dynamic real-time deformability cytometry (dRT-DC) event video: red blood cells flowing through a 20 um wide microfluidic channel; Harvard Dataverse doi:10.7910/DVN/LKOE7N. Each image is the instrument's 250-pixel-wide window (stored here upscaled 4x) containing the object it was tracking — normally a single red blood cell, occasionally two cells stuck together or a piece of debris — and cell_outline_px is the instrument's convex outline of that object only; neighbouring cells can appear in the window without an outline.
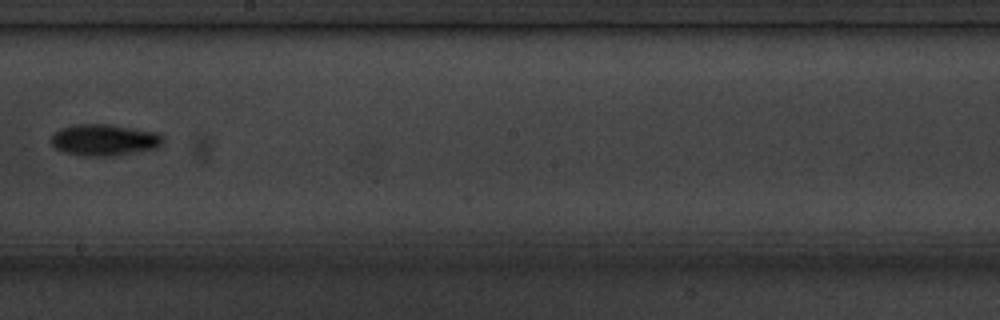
{"species": "common noctule bat (a hibernating species)", "species_latin": "Nyctalus noctula", "temperature_condition": "cold", "stored_images_in_passage": 11, "camera_frame_rate_fps": 3000, "um_per_image_px": 0.085, "animal": {"sex": "male", "body_mass_g": 20.1, "forearm_length_mm": 53.5}, "frame": {"image": 1, "passage_image": 7, "time_ms": 8.0, "image_size_px": [1000, 320], "cell_outline_px": [[164, 140], [156, 148], [116, 156], [80, 156], [64, 152], [56, 148], [48, 140], [60, 128], [72, 124], [108, 124], [160, 132], [164, 136]], "centroid_in_image_um": [8.86, 11.89], "position_along_channel_um": 239.3, "area_um2": 20.87}}
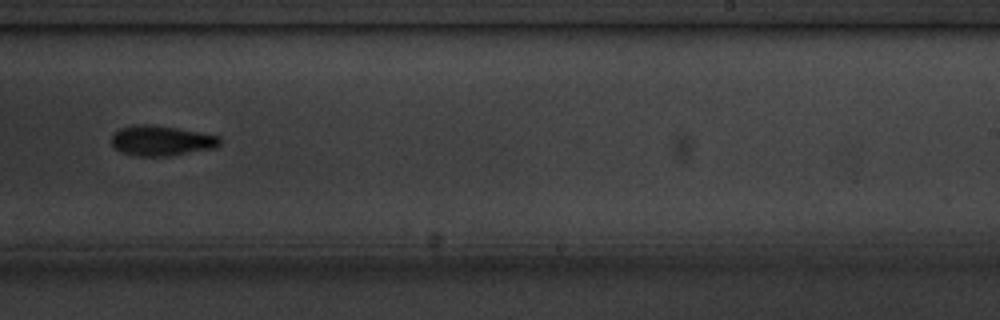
{"frame": {"image": 2, "passage_image": 8, "time_ms": 9.0, "image_size_px": [1000, 320], "cell_outline_px": [[220, 144], [216, 148], [168, 156], [136, 156], [124, 152], [116, 148], [112, 144], [112, 136], [120, 128], [136, 124], [148, 124], [176, 128], [220, 136]], "centroid_in_image_um": [13.74, 11.96], "position_along_channel_um": 275.3, "area_um2": 18.84}}
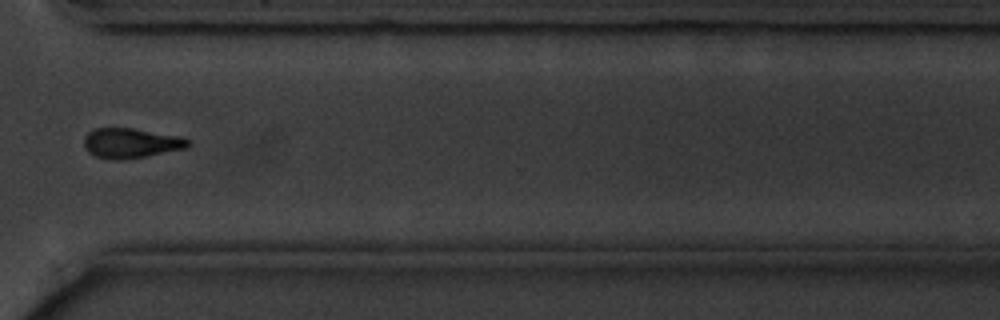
{"frame": {"image": 3, "passage_image": 10, "time_ms": 11.333, "image_size_px": [1000, 320], "cell_outline_px": [[188, 148], [148, 156], [120, 160], [112, 160], [96, 156], [88, 152], [84, 148], [84, 136], [88, 132], [96, 128], [132, 128], [184, 136], [188, 140]], "centroid_in_image_um": [11.14, 12.16], "position_along_channel_um": 359.5, "area_um2": 18.38}, "authors_computed_cell_mechanics": {"area_um2": 18.8428, "velocity_mm_per_s": 3.6086, "shape_relaxation_time_tau1_ms": 1.8093, "shape_relaxation_time_tau2_ms": null, "deformation_change_tau1": 0.1082, "deformation_change_tau2": null}}